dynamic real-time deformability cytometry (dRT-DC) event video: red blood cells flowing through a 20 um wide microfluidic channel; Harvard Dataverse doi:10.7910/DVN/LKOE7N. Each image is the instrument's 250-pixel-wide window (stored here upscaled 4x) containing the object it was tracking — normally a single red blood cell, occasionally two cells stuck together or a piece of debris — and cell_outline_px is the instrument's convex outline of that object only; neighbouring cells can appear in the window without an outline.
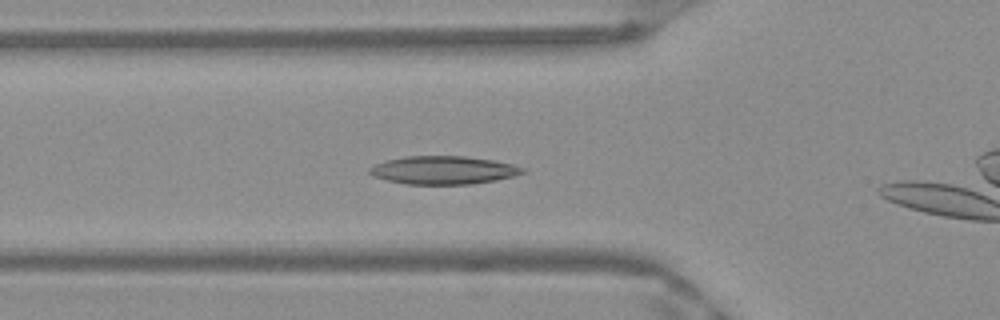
{"species": "Egyptian fruit bat (a non-hibernating species)", "species_latin": "Rousettus aegyptiacus", "temperature_condition": "warm", "stored_images_in_passage": 33, "camera_frame_rate_fps": 3000, "um_per_image_px": 0.085, "frame": {"image": 1, "passage_image": 7, "time_ms": 2.0, "image_size_px": [1000, 320], "cell_outline_px": [[528, 172], [496, 180], [472, 184], [408, 184], [388, 180], [372, 176], [368, 172], [368, 168], [376, 164], [388, 160], [408, 156], [464, 156], [492, 160], [512, 164], [524, 168]], "centroid_in_image_um": [37.7, 14.46], "position_along_channel_um": 88.1, "area_um2": 24.97}}
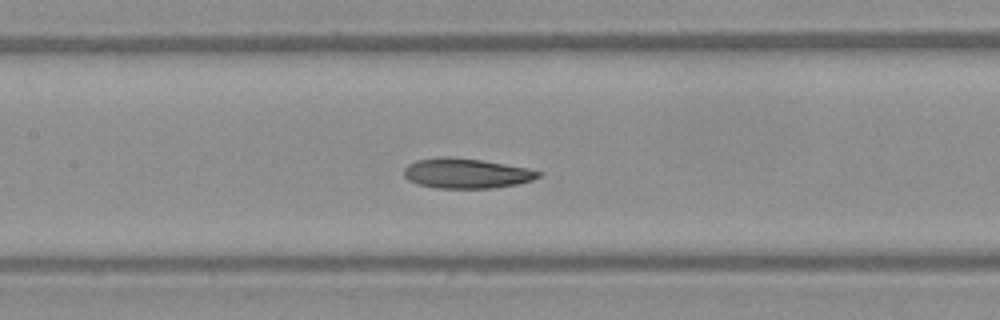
{"frame": {"image": 2, "passage_image": 13, "time_ms": 4.0, "image_size_px": [1000, 320], "cell_outline_px": [[544, 172], [540, 176], [532, 180], [516, 184], [492, 188], [436, 188], [420, 184], [408, 180], [404, 176], [404, 168], [408, 164], [416, 160], [440, 156], [448, 156], [480, 160], [528, 168]], "centroid_in_image_um": [39.63, 14.73], "position_along_channel_um": 167.8, "area_um2": 23.47}}
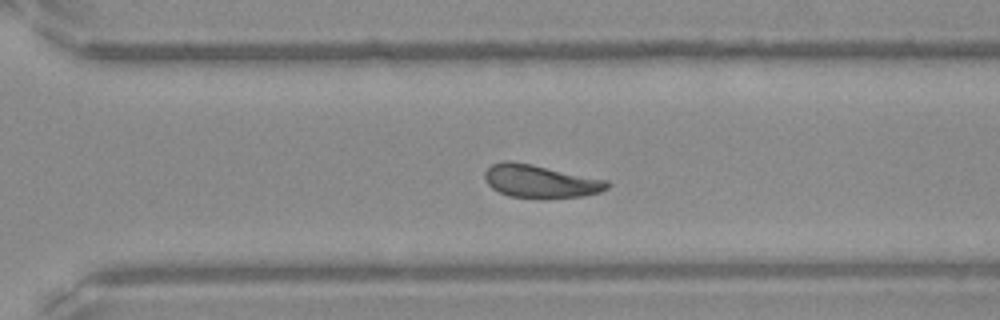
{"frame": {"image": 3, "passage_image": 25, "time_ms": 8.0, "image_size_px": [1000, 320], "cell_outline_px": [[608, 188], [600, 192], [584, 196], [548, 200], [540, 200], [508, 196], [492, 188], [484, 180], [484, 172], [492, 164], [504, 160], [512, 160], [532, 164], [608, 180]], "centroid_in_image_um": [45.91, 15.43], "position_along_channel_um": 324.7, "area_um2": 24.22}, "authors_computed_cell_mechanics": {"area_um2": 23.3512, "velocity_mm_per_s": 3.9374, "shape_relaxation_time_tau1_ms": 8.385, "shape_relaxation_time_tau2_ms": 3.1002, "deformation_change_tau1": 0.1802, "deformation_change_tau2": 0.1006}}